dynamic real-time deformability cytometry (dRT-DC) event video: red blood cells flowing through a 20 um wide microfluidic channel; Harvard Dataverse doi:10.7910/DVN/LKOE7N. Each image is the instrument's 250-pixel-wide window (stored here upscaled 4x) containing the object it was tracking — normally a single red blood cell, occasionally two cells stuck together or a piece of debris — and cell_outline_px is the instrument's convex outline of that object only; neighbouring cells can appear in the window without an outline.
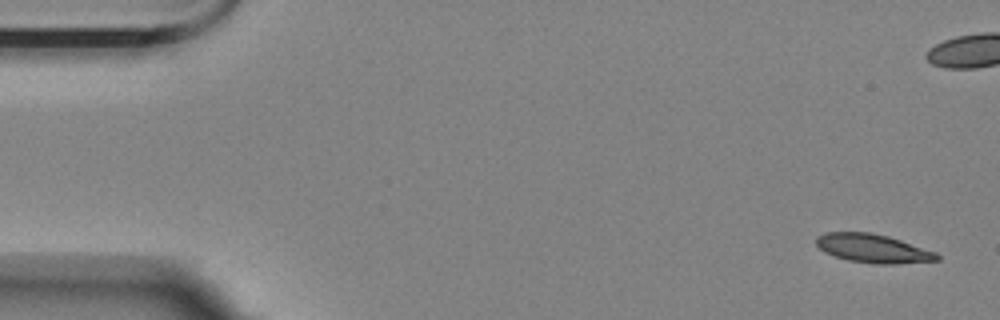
{"species": "Egyptian fruit bat (a non-hibernating species)", "species_latin": "Rousettus aegyptiacus", "temperature_condition": "room temperature", "stored_images_in_passage": 13, "camera_frame_rate_fps": 3000, "um_per_image_px": 0.085, "animal": {"sex": "female"}, "frame": {"image": 1, "passage_image": 1, "time_ms": 0.0, "image_size_px": [1000, 320], "cell_outline_px": [[940, 260], [896, 264], [880, 264], [848, 260], [824, 252], [816, 244], [816, 236], [828, 232], [868, 232], [888, 236], [936, 252], [940, 256]], "centroid_in_image_um": [74.21, 21.12], "position_along_channel_um": 10.8, "area_um2": 20.0}}
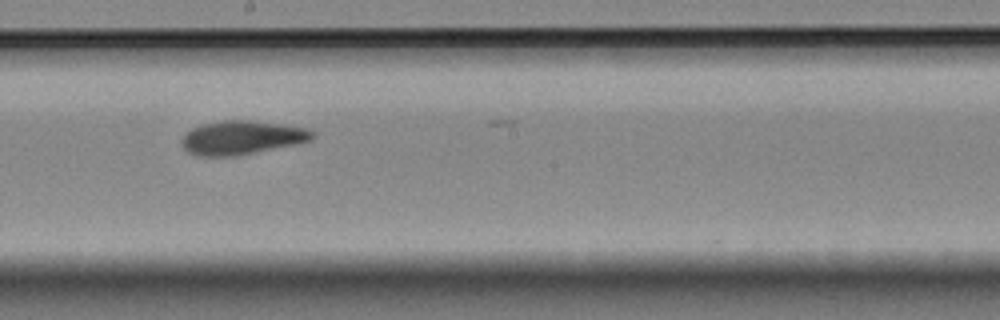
{"frame": {"image": 2, "passage_image": 10, "time_ms": 11.333, "image_size_px": [1000, 320], "cell_outline_px": [[316, 136], [312, 140], [296, 144], [236, 156], [196, 156], [188, 152], [184, 148], [180, 140], [192, 128], [204, 124], [224, 120], [252, 120], [280, 124], [304, 128], [316, 132]], "centroid_in_image_um": [20.57, 11.7], "position_along_channel_um": 227.6, "area_um2": 25.66}}
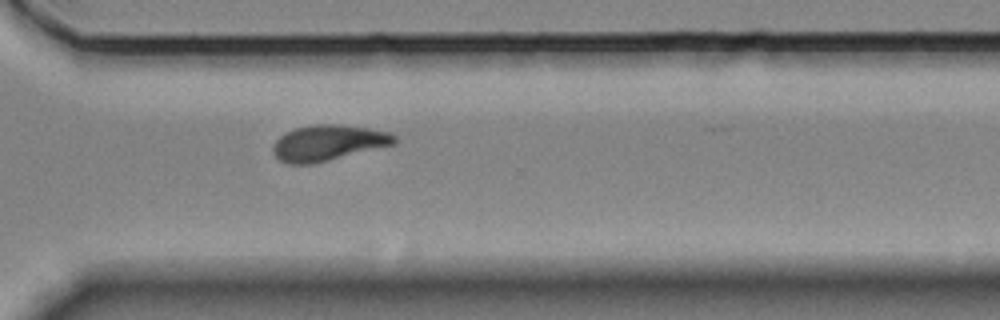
{"frame": {"image": 3, "passage_image": 13, "time_ms": 14.667, "image_size_px": [1000, 320], "cell_outline_px": [[396, 144], [312, 164], [288, 164], [280, 160], [272, 152], [272, 148], [276, 140], [284, 132], [296, 128], [316, 124], [340, 124], [368, 128], [388, 132], [396, 136]], "centroid_in_image_um": [27.88, 12.14], "position_along_channel_um": 342.7, "area_um2": 25.26}}